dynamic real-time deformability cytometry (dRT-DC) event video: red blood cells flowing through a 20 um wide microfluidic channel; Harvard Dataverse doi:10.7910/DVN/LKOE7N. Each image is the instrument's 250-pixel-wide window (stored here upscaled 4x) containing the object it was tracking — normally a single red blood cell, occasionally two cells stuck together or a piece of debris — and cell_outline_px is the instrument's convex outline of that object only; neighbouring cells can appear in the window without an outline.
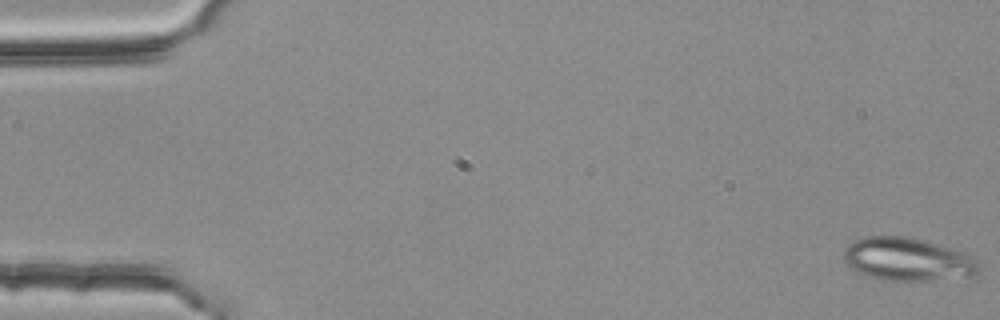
{"species": "common noctule bat (a hibernating species)", "species_latin": "Nyctalus noctula", "temperature_condition": "room temperature", "stored_images_in_passage": 4, "camera_frame_rate_fps": 3000, "um_per_image_px": 0.085, "animal": {"sex": "female", "body_mass_g": 25.1}, "frame": {"image": 1, "passage_image": 1, "time_ms": 0.0, "image_size_px": [1000, 320], "cell_outline_px": [[980, 272], [972, 276], [928, 280], [884, 280], [868, 276], [856, 272], [844, 260], [844, 248], [852, 240], [864, 236], [912, 236], [968, 252], [976, 260], [980, 268]], "centroid_in_image_um": [77.16, 22.01], "position_along_channel_um": 7.8, "area_um2": 34.45}}